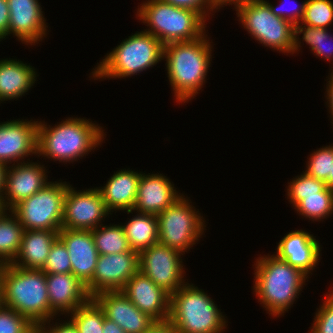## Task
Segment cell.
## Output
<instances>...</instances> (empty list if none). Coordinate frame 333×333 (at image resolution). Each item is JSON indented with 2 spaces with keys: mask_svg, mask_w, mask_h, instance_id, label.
Returning a JSON list of instances; mask_svg holds the SVG:
<instances>
[{
  "mask_svg": "<svg viewBox=\"0 0 333 333\" xmlns=\"http://www.w3.org/2000/svg\"><path fill=\"white\" fill-rule=\"evenodd\" d=\"M207 36L164 45L167 77L179 104L196 97L206 81L213 47Z\"/></svg>",
  "mask_w": 333,
  "mask_h": 333,
  "instance_id": "1",
  "label": "cell"
},
{
  "mask_svg": "<svg viewBox=\"0 0 333 333\" xmlns=\"http://www.w3.org/2000/svg\"><path fill=\"white\" fill-rule=\"evenodd\" d=\"M104 136L102 126L85 118L70 117L55 126L38 121L37 155L59 162H74L101 145Z\"/></svg>",
  "mask_w": 333,
  "mask_h": 333,
  "instance_id": "2",
  "label": "cell"
},
{
  "mask_svg": "<svg viewBox=\"0 0 333 333\" xmlns=\"http://www.w3.org/2000/svg\"><path fill=\"white\" fill-rule=\"evenodd\" d=\"M255 262L253 293L269 315H284L309 277L275 254L260 256Z\"/></svg>",
  "mask_w": 333,
  "mask_h": 333,
  "instance_id": "3",
  "label": "cell"
},
{
  "mask_svg": "<svg viewBox=\"0 0 333 333\" xmlns=\"http://www.w3.org/2000/svg\"><path fill=\"white\" fill-rule=\"evenodd\" d=\"M1 304L26 317L39 327L50 319L46 274L5 264L0 278Z\"/></svg>",
  "mask_w": 333,
  "mask_h": 333,
  "instance_id": "4",
  "label": "cell"
},
{
  "mask_svg": "<svg viewBox=\"0 0 333 333\" xmlns=\"http://www.w3.org/2000/svg\"><path fill=\"white\" fill-rule=\"evenodd\" d=\"M164 56V44L145 31L136 32L122 40L120 45L96 65L91 78H128L159 63Z\"/></svg>",
  "mask_w": 333,
  "mask_h": 333,
  "instance_id": "5",
  "label": "cell"
},
{
  "mask_svg": "<svg viewBox=\"0 0 333 333\" xmlns=\"http://www.w3.org/2000/svg\"><path fill=\"white\" fill-rule=\"evenodd\" d=\"M146 1L138 6L136 18L149 27L144 29L145 32L157 37L164 45L192 41L206 34V19L196 11L163 0Z\"/></svg>",
  "mask_w": 333,
  "mask_h": 333,
  "instance_id": "6",
  "label": "cell"
},
{
  "mask_svg": "<svg viewBox=\"0 0 333 333\" xmlns=\"http://www.w3.org/2000/svg\"><path fill=\"white\" fill-rule=\"evenodd\" d=\"M186 282L170 295L169 321L181 333H222L227 321L213 299Z\"/></svg>",
  "mask_w": 333,
  "mask_h": 333,
  "instance_id": "7",
  "label": "cell"
},
{
  "mask_svg": "<svg viewBox=\"0 0 333 333\" xmlns=\"http://www.w3.org/2000/svg\"><path fill=\"white\" fill-rule=\"evenodd\" d=\"M236 14L250 36L265 47L293 53L295 25L276 16L266 0H251L238 5Z\"/></svg>",
  "mask_w": 333,
  "mask_h": 333,
  "instance_id": "8",
  "label": "cell"
},
{
  "mask_svg": "<svg viewBox=\"0 0 333 333\" xmlns=\"http://www.w3.org/2000/svg\"><path fill=\"white\" fill-rule=\"evenodd\" d=\"M187 198L183 195L157 215L158 242L182 254L188 252L206 230L203 216Z\"/></svg>",
  "mask_w": 333,
  "mask_h": 333,
  "instance_id": "9",
  "label": "cell"
},
{
  "mask_svg": "<svg viewBox=\"0 0 333 333\" xmlns=\"http://www.w3.org/2000/svg\"><path fill=\"white\" fill-rule=\"evenodd\" d=\"M68 186L66 181L49 182L37 193L20 201L11 211L24 230L60 231Z\"/></svg>",
  "mask_w": 333,
  "mask_h": 333,
  "instance_id": "10",
  "label": "cell"
},
{
  "mask_svg": "<svg viewBox=\"0 0 333 333\" xmlns=\"http://www.w3.org/2000/svg\"><path fill=\"white\" fill-rule=\"evenodd\" d=\"M181 255L157 242L139 253V271L171 295L186 281Z\"/></svg>",
  "mask_w": 333,
  "mask_h": 333,
  "instance_id": "11",
  "label": "cell"
},
{
  "mask_svg": "<svg viewBox=\"0 0 333 333\" xmlns=\"http://www.w3.org/2000/svg\"><path fill=\"white\" fill-rule=\"evenodd\" d=\"M71 186L69 184L64 198L62 228L93 230L102 225V220L111 213L98 187L77 191Z\"/></svg>",
  "mask_w": 333,
  "mask_h": 333,
  "instance_id": "12",
  "label": "cell"
},
{
  "mask_svg": "<svg viewBox=\"0 0 333 333\" xmlns=\"http://www.w3.org/2000/svg\"><path fill=\"white\" fill-rule=\"evenodd\" d=\"M139 271V253L133 250L99 255L92 280L86 285L88 294L122 291L127 281Z\"/></svg>",
  "mask_w": 333,
  "mask_h": 333,
  "instance_id": "13",
  "label": "cell"
},
{
  "mask_svg": "<svg viewBox=\"0 0 333 333\" xmlns=\"http://www.w3.org/2000/svg\"><path fill=\"white\" fill-rule=\"evenodd\" d=\"M12 165L8 166L5 189L1 198L2 208L8 211L49 183L47 170L40 163L31 160Z\"/></svg>",
  "mask_w": 333,
  "mask_h": 333,
  "instance_id": "14",
  "label": "cell"
},
{
  "mask_svg": "<svg viewBox=\"0 0 333 333\" xmlns=\"http://www.w3.org/2000/svg\"><path fill=\"white\" fill-rule=\"evenodd\" d=\"M38 120H10L0 123V162H24V157L37 156ZM23 159V161H22ZM19 161V162H18Z\"/></svg>",
  "mask_w": 333,
  "mask_h": 333,
  "instance_id": "15",
  "label": "cell"
},
{
  "mask_svg": "<svg viewBox=\"0 0 333 333\" xmlns=\"http://www.w3.org/2000/svg\"><path fill=\"white\" fill-rule=\"evenodd\" d=\"M39 0H7L9 7L8 35L26 45H36L47 33V23ZM36 43V44H35Z\"/></svg>",
  "mask_w": 333,
  "mask_h": 333,
  "instance_id": "16",
  "label": "cell"
},
{
  "mask_svg": "<svg viewBox=\"0 0 333 333\" xmlns=\"http://www.w3.org/2000/svg\"><path fill=\"white\" fill-rule=\"evenodd\" d=\"M122 291L140 311L155 322L169 319L170 294L140 271L127 281Z\"/></svg>",
  "mask_w": 333,
  "mask_h": 333,
  "instance_id": "17",
  "label": "cell"
},
{
  "mask_svg": "<svg viewBox=\"0 0 333 333\" xmlns=\"http://www.w3.org/2000/svg\"><path fill=\"white\" fill-rule=\"evenodd\" d=\"M58 238L68 250L71 272L87 285L93 278L99 257L92 230L61 228Z\"/></svg>",
  "mask_w": 333,
  "mask_h": 333,
  "instance_id": "18",
  "label": "cell"
},
{
  "mask_svg": "<svg viewBox=\"0 0 333 333\" xmlns=\"http://www.w3.org/2000/svg\"><path fill=\"white\" fill-rule=\"evenodd\" d=\"M46 282L50 302V319L59 312L60 315L67 314L68 316L91 299L86 285L72 272L46 274Z\"/></svg>",
  "mask_w": 333,
  "mask_h": 333,
  "instance_id": "19",
  "label": "cell"
},
{
  "mask_svg": "<svg viewBox=\"0 0 333 333\" xmlns=\"http://www.w3.org/2000/svg\"><path fill=\"white\" fill-rule=\"evenodd\" d=\"M93 299L103 309L105 317L115 322L126 333H143L155 322L140 311L123 291L101 292Z\"/></svg>",
  "mask_w": 333,
  "mask_h": 333,
  "instance_id": "20",
  "label": "cell"
},
{
  "mask_svg": "<svg viewBox=\"0 0 333 333\" xmlns=\"http://www.w3.org/2000/svg\"><path fill=\"white\" fill-rule=\"evenodd\" d=\"M178 192L165 175L141 173L132 211L158 215L184 195Z\"/></svg>",
  "mask_w": 333,
  "mask_h": 333,
  "instance_id": "21",
  "label": "cell"
},
{
  "mask_svg": "<svg viewBox=\"0 0 333 333\" xmlns=\"http://www.w3.org/2000/svg\"><path fill=\"white\" fill-rule=\"evenodd\" d=\"M320 247L319 241L312 234L305 230H295L279 241L275 253L277 257L309 276L320 260Z\"/></svg>",
  "mask_w": 333,
  "mask_h": 333,
  "instance_id": "22",
  "label": "cell"
},
{
  "mask_svg": "<svg viewBox=\"0 0 333 333\" xmlns=\"http://www.w3.org/2000/svg\"><path fill=\"white\" fill-rule=\"evenodd\" d=\"M141 173L121 169L109 178L105 186L98 187L110 213L116 210L126 211L127 214L133 212Z\"/></svg>",
  "mask_w": 333,
  "mask_h": 333,
  "instance_id": "23",
  "label": "cell"
},
{
  "mask_svg": "<svg viewBox=\"0 0 333 333\" xmlns=\"http://www.w3.org/2000/svg\"><path fill=\"white\" fill-rule=\"evenodd\" d=\"M36 75L34 67L21 60H0V102L24 96L35 84Z\"/></svg>",
  "mask_w": 333,
  "mask_h": 333,
  "instance_id": "24",
  "label": "cell"
},
{
  "mask_svg": "<svg viewBox=\"0 0 333 333\" xmlns=\"http://www.w3.org/2000/svg\"><path fill=\"white\" fill-rule=\"evenodd\" d=\"M59 231L24 230L20 249L12 265L25 269H42Z\"/></svg>",
  "mask_w": 333,
  "mask_h": 333,
  "instance_id": "25",
  "label": "cell"
},
{
  "mask_svg": "<svg viewBox=\"0 0 333 333\" xmlns=\"http://www.w3.org/2000/svg\"><path fill=\"white\" fill-rule=\"evenodd\" d=\"M125 224L122 226L131 250L140 253L158 242L157 215L137 213Z\"/></svg>",
  "mask_w": 333,
  "mask_h": 333,
  "instance_id": "26",
  "label": "cell"
},
{
  "mask_svg": "<svg viewBox=\"0 0 333 333\" xmlns=\"http://www.w3.org/2000/svg\"><path fill=\"white\" fill-rule=\"evenodd\" d=\"M0 212V260L5 264L12 263L18 255L24 227L16 215L9 210Z\"/></svg>",
  "mask_w": 333,
  "mask_h": 333,
  "instance_id": "27",
  "label": "cell"
},
{
  "mask_svg": "<svg viewBox=\"0 0 333 333\" xmlns=\"http://www.w3.org/2000/svg\"><path fill=\"white\" fill-rule=\"evenodd\" d=\"M294 34V48L292 55L299 51L298 49H300L301 46V39H303L304 42L309 45V48H311L310 50L313 51L312 53L314 55L324 58L329 62L330 60L332 61L333 45H331V43L333 42V36L328 33V29L311 27L300 22L295 24ZM300 34L303 35L302 38H299Z\"/></svg>",
  "mask_w": 333,
  "mask_h": 333,
  "instance_id": "28",
  "label": "cell"
},
{
  "mask_svg": "<svg viewBox=\"0 0 333 333\" xmlns=\"http://www.w3.org/2000/svg\"><path fill=\"white\" fill-rule=\"evenodd\" d=\"M99 255L118 254L131 250L122 225H99L92 230Z\"/></svg>",
  "mask_w": 333,
  "mask_h": 333,
  "instance_id": "29",
  "label": "cell"
},
{
  "mask_svg": "<svg viewBox=\"0 0 333 333\" xmlns=\"http://www.w3.org/2000/svg\"><path fill=\"white\" fill-rule=\"evenodd\" d=\"M295 210L313 222L328 218L333 213V191L326 187L319 194L301 195Z\"/></svg>",
  "mask_w": 333,
  "mask_h": 333,
  "instance_id": "30",
  "label": "cell"
},
{
  "mask_svg": "<svg viewBox=\"0 0 333 333\" xmlns=\"http://www.w3.org/2000/svg\"><path fill=\"white\" fill-rule=\"evenodd\" d=\"M68 316L77 326L79 333H103L105 313L93 298Z\"/></svg>",
  "mask_w": 333,
  "mask_h": 333,
  "instance_id": "31",
  "label": "cell"
},
{
  "mask_svg": "<svg viewBox=\"0 0 333 333\" xmlns=\"http://www.w3.org/2000/svg\"><path fill=\"white\" fill-rule=\"evenodd\" d=\"M333 22V1L305 0L302 24L327 29Z\"/></svg>",
  "mask_w": 333,
  "mask_h": 333,
  "instance_id": "32",
  "label": "cell"
},
{
  "mask_svg": "<svg viewBox=\"0 0 333 333\" xmlns=\"http://www.w3.org/2000/svg\"><path fill=\"white\" fill-rule=\"evenodd\" d=\"M287 198L295 208L301 202V195L319 194L326 187V182L309 176L304 171L288 183Z\"/></svg>",
  "mask_w": 333,
  "mask_h": 333,
  "instance_id": "33",
  "label": "cell"
},
{
  "mask_svg": "<svg viewBox=\"0 0 333 333\" xmlns=\"http://www.w3.org/2000/svg\"><path fill=\"white\" fill-rule=\"evenodd\" d=\"M307 162V168L304 172L309 176L325 182L331 173L333 163V145L331 144L317 149L310 154Z\"/></svg>",
  "mask_w": 333,
  "mask_h": 333,
  "instance_id": "34",
  "label": "cell"
},
{
  "mask_svg": "<svg viewBox=\"0 0 333 333\" xmlns=\"http://www.w3.org/2000/svg\"><path fill=\"white\" fill-rule=\"evenodd\" d=\"M36 328L26 317L0 305V333H31Z\"/></svg>",
  "mask_w": 333,
  "mask_h": 333,
  "instance_id": "35",
  "label": "cell"
},
{
  "mask_svg": "<svg viewBox=\"0 0 333 333\" xmlns=\"http://www.w3.org/2000/svg\"><path fill=\"white\" fill-rule=\"evenodd\" d=\"M41 270L45 274L71 272V262L68 250L59 238L52 245L47 261Z\"/></svg>",
  "mask_w": 333,
  "mask_h": 333,
  "instance_id": "36",
  "label": "cell"
},
{
  "mask_svg": "<svg viewBox=\"0 0 333 333\" xmlns=\"http://www.w3.org/2000/svg\"><path fill=\"white\" fill-rule=\"evenodd\" d=\"M329 293L315 313L310 333H333V290Z\"/></svg>",
  "mask_w": 333,
  "mask_h": 333,
  "instance_id": "37",
  "label": "cell"
},
{
  "mask_svg": "<svg viewBox=\"0 0 333 333\" xmlns=\"http://www.w3.org/2000/svg\"><path fill=\"white\" fill-rule=\"evenodd\" d=\"M163 1L171 5H174L176 7L187 8L196 11L197 13L201 14L205 19L209 17V13H211L212 11L216 13L217 10L213 3V0H163Z\"/></svg>",
  "mask_w": 333,
  "mask_h": 333,
  "instance_id": "38",
  "label": "cell"
},
{
  "mask_svg": "<svg viewBox=\"0 0 333 333\" xmlns=\"http://www.w3.org/2000/svg\"><path fill=\"white\" fill-rule=\"evenodd\" d=\"M269 4V7L271 8V11L278 17L284 18L286 20L291 21L294 25L301 22L303 15H304V9H305V1L299 4L300 6L295 4L296 6L293 7L292 12H287L286 9H284L285 2L283 1L281 6H273L269 1H266ZM282 8V9H281ZM286 11V12H285Z\"/></svg>",
  "mask_w": 333,
  "mask_h": 333,
  "instance_id": "39",
  "label": "cell"
},
{
  "mask_svg": "<svg viewBox=\"0 0 333 333\" xmlns=\"http://www.w3.org/2000/svg\"><path fill=\"white\" fill-rule=\"evenodd\" d=\"M51 320L53 321V318L43 322L39 326V328L44 333H79L77 326L74 324V322L71 319H69V321L67 322L64 321V323L58 324V322H56L54 326H51L53 325L50 323Z\"/></svg>",
  "mask_w": 333,
  "mask_h": 333,
  "instance_id": "40",
  "label": "cell"
},
{
  "mask_svg": "<svg viewBox=\"0 0 333 333\" xmlns=\"http://www.w3.org/2000/svg\"><path fill=\"white\" fill-rule=\"evenodd\" d=\"M9 7L7 0H0V42L8 36Z\"/></svg>",
  "mask_w": 333,
  "mask_h": 333,
  "instance_id": "41",
  "label": "cell"
},
{
  "mask_svg": "<svg viewBox=\"0 0 333 333\" xmlns=\"http://www.w3.org/2000/svg\"><path fill=\"white\" fill-rule=\"evenodd\" d=\"M143 333H181L169 320L154 322Z\"/></svg>",
  "mask_w": 333,
  "mask_h": 333,
  "instance_id": "42",
  "label": "cell"
},
{
  "mask_svg": "<svg viewBox=\"0 0 333 333\" xmlns=\"http://www.w3.org/2000/svg\"><path fill=\"white\" fill-rule=\"evenodd\" d=\"M330 76L328 77L329 81H327V87H326V97L327 98V106L329 107V113H331L330 117L331 120L333 121V70L331 72V74H329ZM333 124V122H331Z\"/></svg>",
  "mask_w": 333,
  "mask_h": 333,
  "instance_id": "43",
  "label": "cell"
},
{
  "mask_svg": "<svg viewBox=\"0 0 333 333\" xmlns=\"http://www.w3.org/2000/svg\"><path fill=\"white\" fill-rule=\"evenodd\" d=\"M103 333H126V332L115 322L104 317Z\"/></svg>",
  "mask_w": 333,
  "mask_h": 333,
  "instance_id": "44",
  "label": "cell"
},
{
  "mask_svg": "<svg viewBox=\"0 0 333 333\" xmlns=\"http://www.w3.org/2000/svg\"><path fill=\"white\" fill-rule=\"evenodd\" d=\"M247 1H251V0H213V3L216 7V9H220L222 8L224 5H233L234 4V8H236L238 5L243 4Z\"/></svg>",
  "mask_w": 333,
  "mask_h": 333,
  "instance_id": "45",
  "label": "cell"
},
{
  "mask_svg": "<svg viewBox=\"0 0 333 333\" xmlns=\"http://www.w3.org/2000/svg\"><path fill=\"white\" fill-rule=\"evenodd\" d=\"M8 166L9 165L0 162V202L5 189V180Z\"/></svg>",
  "mask_w": 333,
  "mask_h": 333,
  "instance_id": "46",
  "label": "cell"
},
{
  "mask_svg": "<svg viewBox=\"0 0 333 333\" xmlns=\"http://www.w3.org/2000/svg\"><path fill=\"white\" fill-rule=\"evenodd\" d=\"M325 182L327 187L333 191V163H332L331 173L329 174L328 179Z\"/></svg>",
  "mask_w": 333,
  "mask_h": 333,
  "instance_id": "47",
  "label": "cell"
},
{
  "mask_svg": "<svg viewBox=\"0 0 333 333\" xmlns=\"http://www.w3.org/2000/svg\"><path fill=\"white\" fill-rule=\"evenodd\" d=\"M4 266H5V263L0 260V276L2 275Z\"/></svg>",
  "mask_w": 333,
  "mask_h": 333,
  "instance_id": "48",
  "label": "cell"
},
{
  "mask_svg": "<svg viewBox=\"0 0 333 333\" xmlns=\"http://www.w3.org/2000/svg\"><path fill=\"white\" fill-rule=\"evenodd\" d=\"M31 333H44L39 327H36Z\"/></svg>",
  "mask_w": 333,
  "mask_h": 333,
  "instance_id": "49",
  "label": "cell"
},
{
  "mask_svg": "<svg viewBox=\"0 0 333 333\" xmlns=\"http://www.w3.org/2000/svg\"><path fill=\"white\" fill-rule=\"evenodd\" d=\"M3 210L2 206H1V202H0V212Z\"/></svg>",
  "mask_w": 333,
  "mask_h": 333,
  "instance_id": "50",
  "label": "cell"
}]
</instances>
